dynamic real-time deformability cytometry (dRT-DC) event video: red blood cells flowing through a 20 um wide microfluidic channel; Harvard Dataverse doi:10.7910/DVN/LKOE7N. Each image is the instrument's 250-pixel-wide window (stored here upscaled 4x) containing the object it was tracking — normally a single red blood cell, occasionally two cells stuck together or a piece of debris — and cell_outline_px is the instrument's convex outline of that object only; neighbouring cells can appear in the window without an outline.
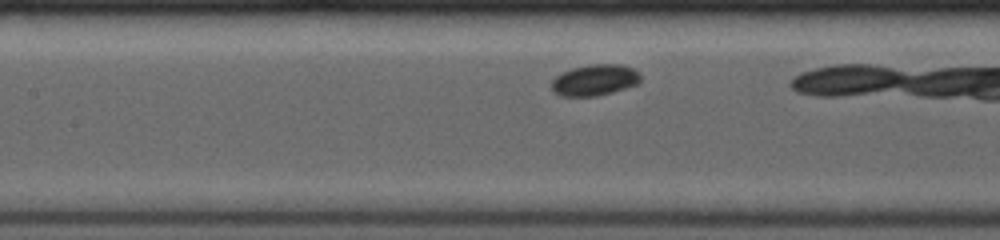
{"species": "common noctule bat (a hibernating species)", "species_latin": "Nyctalus noctula", "temperature_condition": "room temperature", "stored_images_in_passage": 27, "camera_frame_rate_fps": 4000, "um_per_image_px": 0.085, "animal": {"sex": "female", "body_mass_g": 19.0, "forearm_length_mm": 53.3}, "frame": {"image": 1, "passage_image": 8, "time_ms": 2.5, "image_size_px": [1000, 240], "cell_outline_px": [[640, 80], [636, 84], [612, 92], [596, 96], [560, 96], [552, 88], [552, 80], [560, 72], [572, 68], [592, 64], [620, 64], [632, 68], [640, 72]], "centroid_in_image_um": [50.54, 6.79], "position_along_channel_um": 156.9, "area_um2": 16.07}, "authors_computed_cell_mechanics": {"area_um2": 15.9528, "velocity_mm_per_s": 3.8823, "shape_relaxation_time_tau1_ms": 1.0079, "shape_relaxation_time_tau2_ms": null, "deformation_change_tau1": 0.0454, "deformation_change_tau2": null}}